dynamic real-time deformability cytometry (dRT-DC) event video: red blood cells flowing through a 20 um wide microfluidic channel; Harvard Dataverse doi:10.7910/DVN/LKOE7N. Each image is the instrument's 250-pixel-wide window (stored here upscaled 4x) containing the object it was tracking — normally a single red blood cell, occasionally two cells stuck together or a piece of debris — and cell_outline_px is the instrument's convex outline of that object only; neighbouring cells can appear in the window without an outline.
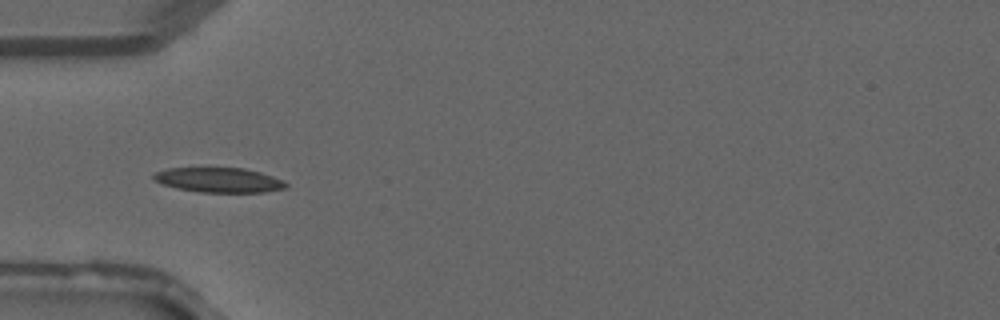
{"species": "common noctule bat (a hibernating species)", "species_latin": "Nyctalus noctula", "temperature_condition": "warm", "stored_images_in_passage": 39, "camera_frame_rate_fps": 3000, "um_per_image_px": 0.085, "animal": {"sex": "male", "forearm_length_mm": 52.5}, "frame": {"image": 1, "passage_image": 12, "time_ms": 3.667, "image_size_px": [1000, 320], "cell_outline_px": [[288, 188], [264, 192], [200, 192], [176, 188], [152, 180], [152, 176], [156, 172], [168, 168], [244, 168], [260, 172], [284, 180], [288, 184]], "centroid_in_image_um": [18.63, 15.3], "position_along_channel_um": 66.4, "area_um2": 19.13}}
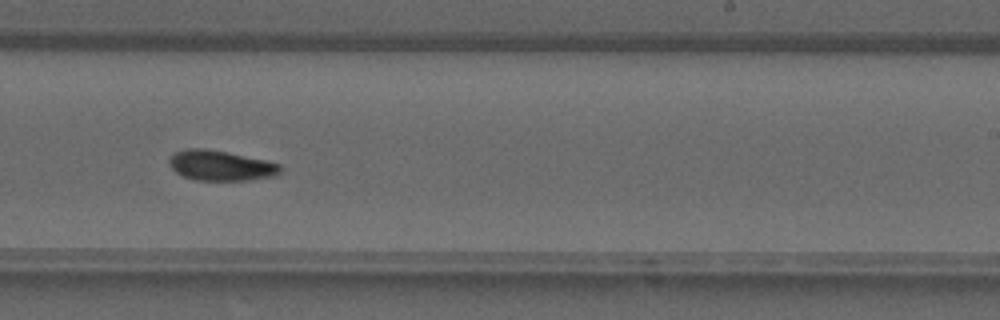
{"frame": {"image": 2, "passage_image": 24, "time_ms": 7.667, "image_size_px": [1000, 320], "cell_outline_px": [[284, 168], [276, 176], [248, 180], [196, 180], [184, 176], [176, 172], [168, 164], [168, 160], [176, 152], [184, 148], [204, 148], [228, 152], [264, 160], [280, 164]], "centroid_in_image_um": [18.77, 14.07], "position_along_channel_um": 270.2, "area_um2": 19.59}}
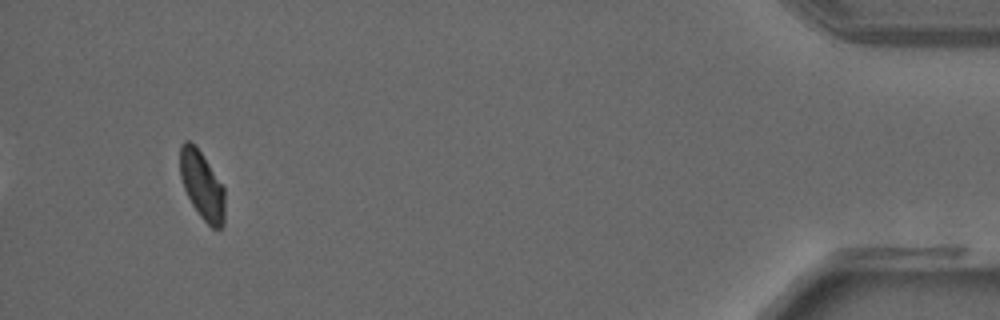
{"frame": {"image": 3, "passage_image": 37, "time_ms": 12.0, "image_size_px": [1000, 320], "cell_outline_px": [[224, 224], [220, 228], [212, 228], [200, 216], [192, 204], [184, 188], [180, 176], [180, 144], [184, 140], [188, 140], [200, 152], [224, 188]], "centroid_in_image_um": [17.16, 15.77], "position_along_channel_um": 418.0, "area_um2": 17.4}}